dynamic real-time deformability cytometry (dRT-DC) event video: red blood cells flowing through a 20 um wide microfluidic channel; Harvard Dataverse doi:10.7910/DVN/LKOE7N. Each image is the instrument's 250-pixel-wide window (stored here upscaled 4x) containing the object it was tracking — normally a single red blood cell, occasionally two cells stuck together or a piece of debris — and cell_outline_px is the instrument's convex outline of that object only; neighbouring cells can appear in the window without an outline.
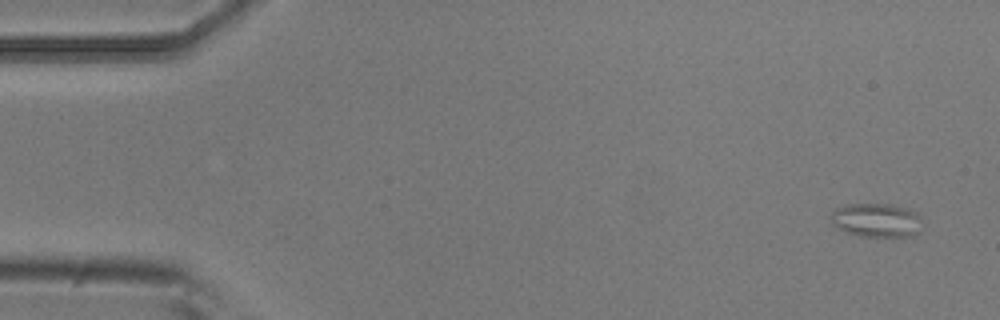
{"species": "common noctule bat (a hibernating species)", "species_latin": "Nyctalus noctula", "temperature_condition": "room temperature", "stored_images_in_passage": 8, "camera_frame_rate_fps": 3000, "um_per_image_px": 0.085, "animal": {"sex": "male", "body_mass_g": 20.5, "forearm_length_mm": 52.5}, "frame": {"image": 1, "passage_image": 1, "time_ms": 0.0, "image_size_px": [1000, 320], "cell_outline_px": [[924, 220], [920, 232], [916, 236], [860, 236], [844, 232], [832, 224], [832, 212], [836, 208], [848, 204], [892, 204], [908, 208], [920, 212]], "centroid_in_image_um": [74.6, 18.71], "position_along_channel_um": 10.4, "area_um2": 18.55}}